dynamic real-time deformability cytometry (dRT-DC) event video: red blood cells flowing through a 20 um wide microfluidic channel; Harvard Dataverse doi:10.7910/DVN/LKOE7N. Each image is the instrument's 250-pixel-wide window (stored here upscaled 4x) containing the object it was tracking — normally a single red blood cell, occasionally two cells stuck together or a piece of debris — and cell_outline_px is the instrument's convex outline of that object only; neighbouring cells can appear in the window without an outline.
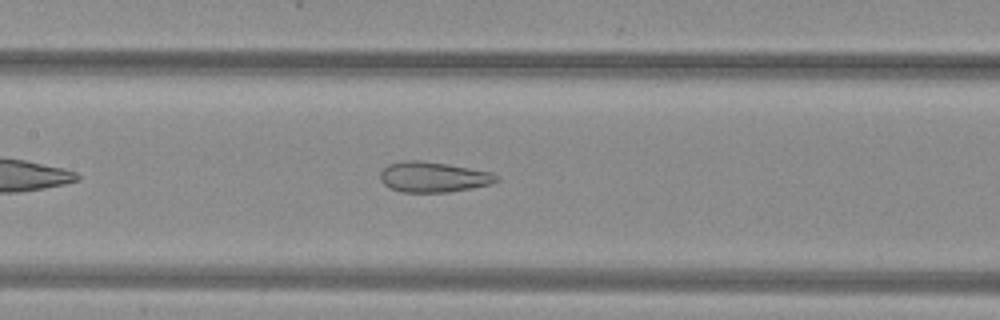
{"species": "common noctule bat (a hibernating species)", "species_latin": "Nyctalus noctula", "temperature_condition": "warm", "stored_images_in_passage": 37, "camera_frame_rate_fps": 3000, "um_per_image_px": 0.085, "animal": {"sex": "female", "body_mass_g": 29.2, "forearm_length_mm": 56.3}, "frame": {"image": 1, "passage_image": 11, "time_ms": 3.333, "image_size_px": [1000, 320], "cell_outline_px": [[500, 180], [492, 184], [472, 188], [448, 192], [400, 192], [388, 188], [380, 180], [380, 172], [388, 164], [404, 160], [420, 160], [448, 164], [492, 172], [500, 176]], "centroid_in_image_um": [36.84, 15.05], "position_along_channel_um": 170.6, "area_um2": 20.87}}
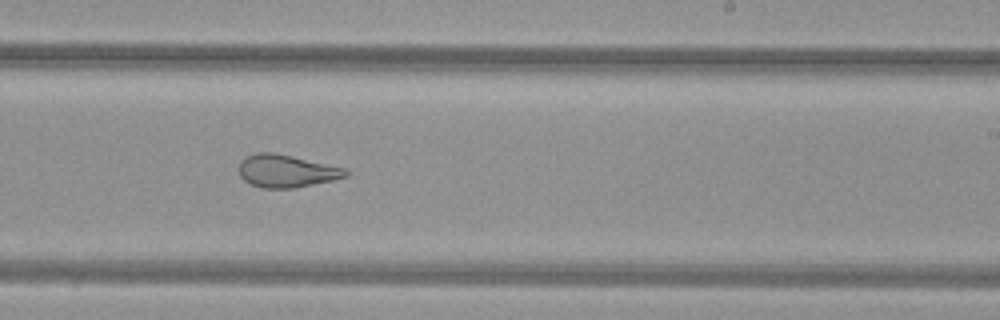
{"frame": {"image": 2, "passage_image": 18, "time_ms": 5.667, "image_size_px": [1000, 320], "cell_outline_px": [[348, 176], [332, 180], [292, 188], [264, 188], [252, 184], [244, 180], [240, 176], [240, 160], [244, 156], [256, 152], [272, 152], [292, 156], [348, 168]], "centroid_in_image_um": [24.35, 14.52], "position_along_channel_um": 264.7, "area_um2": 20.29}}
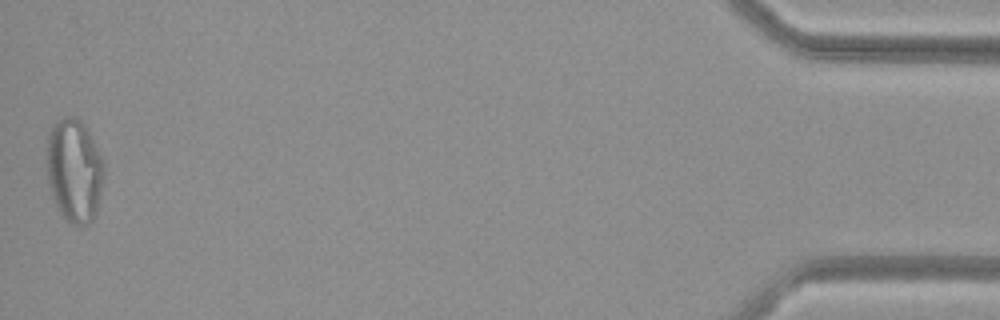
{"frame": {"image": 3, "passage_image": 37, "time_ms": 12.0, "image_size_px": [1000, 320], "cell_outline_px": [[104, 176], [96, 212], [92, 220], [88, 224], [80, 228], [64, 220], [56, 204], [48, 180], [48, 136], [56, 120], [64, 116], [72, 116], [80, 120], [84, 124], [100, 156], [104, 168]], "centroid_in_image_um": [6.32, 14.53], "position_along_channel_um": 428.9, "area_um2": 34.04}, "authors_computed_cell_mechanics": {"area_um2": 23.3512, "velocity_mm_per_s": 4.0634, "shape_relaxation_time_tau1_ms": null, "shape_relaxation_time_tau2_ms": 1.3978, "deformation_change_tau1": null, "deformation_change_tau2": 0.104}}